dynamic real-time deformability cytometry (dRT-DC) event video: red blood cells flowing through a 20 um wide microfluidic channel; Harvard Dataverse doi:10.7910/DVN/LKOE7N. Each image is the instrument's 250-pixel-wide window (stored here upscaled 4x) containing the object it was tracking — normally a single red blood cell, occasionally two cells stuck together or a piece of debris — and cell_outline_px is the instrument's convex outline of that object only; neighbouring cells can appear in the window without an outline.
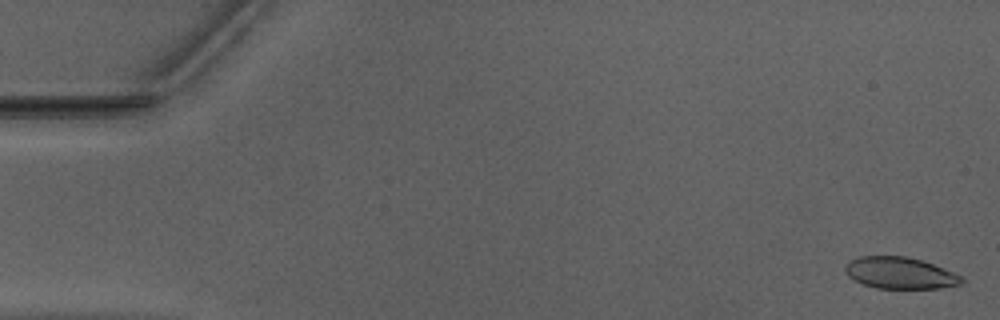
{"species": "Egyptian fruit bat (a non-hibernating species)", "species_latin": "Rousettus aegyptiacus", "temperature_condition": "warm", "stored_images_in_passage": 53, "segment_of_instrument_passage": [1, 2], "camera_frame_rate_fps": 3000, "um_per_image_px": 0.085, "animal": {"sex": "male"}, "frame": {"image": 1, "passage_image": 1, "time_ms": 0.0, "image_size_px": [1000, 320], "cell_outline_px": [[964, 280], [960, 284], [940, 288], [876, 288], [864, 284], [848, 276], [844, 272], [844, 264], [848, 260], [860, 256], [904, 256], [920, 260], [932, 264], [952, 272], [960, 276]], "centroid_in_image_um": [76.43, 23.2], "position_along_channel_um": 8.6, "area_um2": 21.27}}
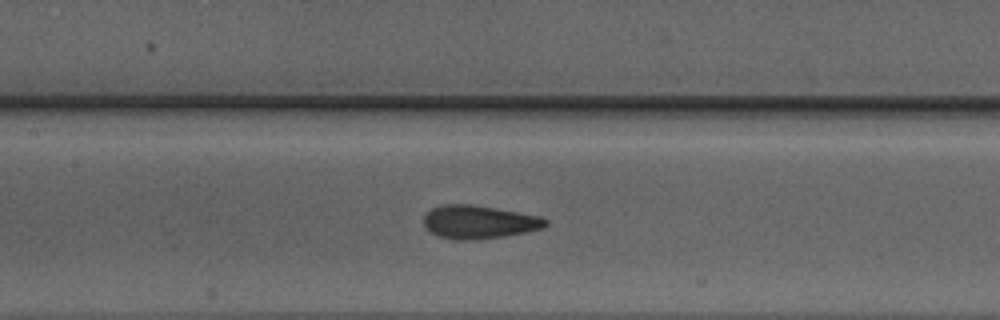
{"frame": {"image": 2, "passage_image": 24, "time_ms": 7.667, "image_size_px": [1000, 320], "cell_outline_px": [[548, 224], [540, 228], [524, 232], [504, 236], [472, 240], [460, 240], [436, 236], [424, 224], [424, 216], [432, 208], [444, 204], [472, 204], [496, 208], [540, 216], [548, 220]], "centroid_in_image_um": [40.7, 18.86], "position_along_channel_um": 166.7, "area_um2": 23.41}}
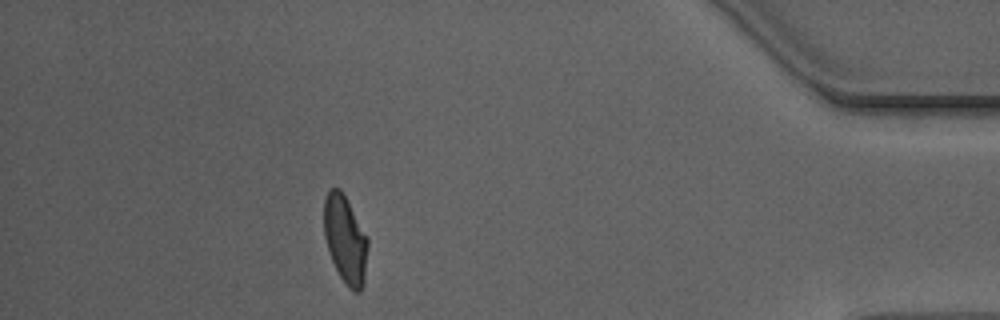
{"frame": {"image": 3, "passage_image": 46, "time_ms": 15.0, "image_size_px": [1000, 320], "cell_outline_px": [[368, 248], [364, 284], [360, 292], [356, 292], [348, 288], [340, 276], [332, 260], [324, 236], [324, 200], [328, 188], [340, 188], [368, 236]], "centroid_in_image_um": [29.36, 20.35], "position_along_channel_um": 405.8, "area_um2": 22.54}}